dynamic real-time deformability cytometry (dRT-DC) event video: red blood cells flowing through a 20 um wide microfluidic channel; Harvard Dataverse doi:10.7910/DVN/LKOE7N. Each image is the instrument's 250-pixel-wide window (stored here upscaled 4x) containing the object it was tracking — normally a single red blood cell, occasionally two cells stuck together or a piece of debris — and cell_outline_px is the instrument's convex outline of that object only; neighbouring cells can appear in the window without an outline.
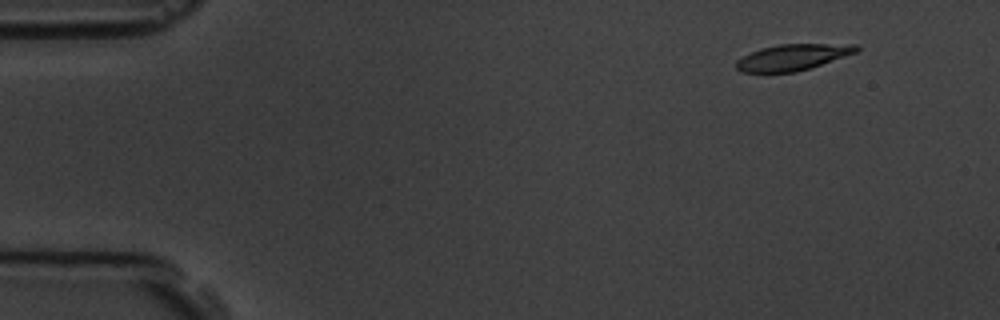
{"species": "common noctule bat (a hibernating species)", "species_latin": "Nyctalus noctula", "temperature_condition": "room temperature", "stored_images_in_passage": 6, "segment_of_instrument_passage": [1, 2], "camera_frame_rate_fps": 3000, "um_per_image_px": 0.085, "animal": {"sex": "male", "body_mass_g": 19.5, "forearm_length_mm": 54.6}, "frame": {"image": 1, "passage_image": 2, "time_ms": 1.0, "image_size_px": [1000, 320], "cell_outline_px": [[860, 48], [856, 52], [812, 68], [796, 72], [740, 72], [736, 68], [736, 60], [760, 48], [780, 44], [860, 44]], "centroid_in_image_um": [67.4, 4.86], "position_along_channel_um": 17.6, "area_um2": 18.32}}
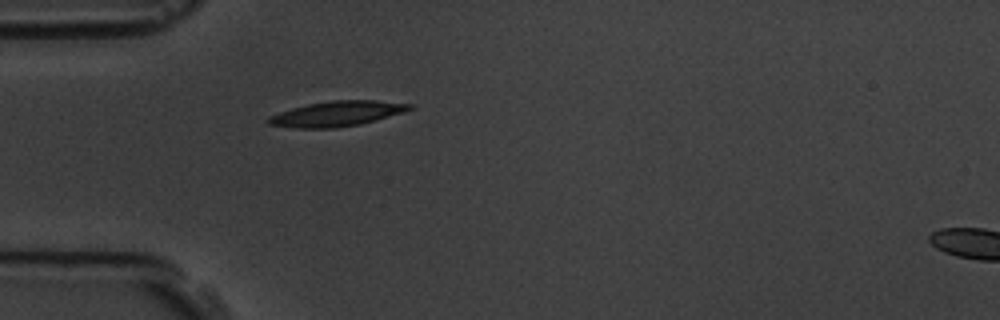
{"frame": {"image": 2, "passage_image": 5, "time_ms": 4.667, "image_size_px": [1000, 320], "cell_outline_px": [[412, 108], [404, 112], [360, 124], [336, 128], [296, 128], [268, 124], [264, 120], [268, 116], [292, 108], [308, 104], [332, 100], [376, 100], [412, 104]], "centroid_in_image_um": [28.6, 9.67], "position_along_channel_um": 56.4, "area_um2": 20.63}}